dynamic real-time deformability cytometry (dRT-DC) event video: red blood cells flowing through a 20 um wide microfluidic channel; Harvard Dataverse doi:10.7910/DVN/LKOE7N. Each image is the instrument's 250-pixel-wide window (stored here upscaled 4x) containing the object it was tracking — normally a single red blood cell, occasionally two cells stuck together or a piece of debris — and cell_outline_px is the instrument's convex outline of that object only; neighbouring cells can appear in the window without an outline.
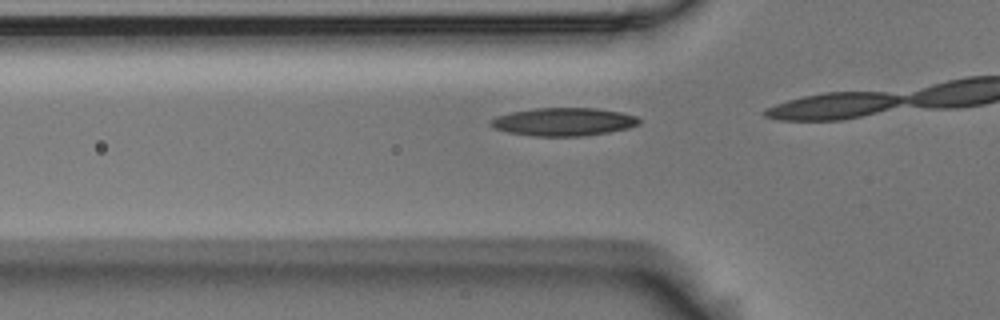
{"species": "Egyptian fruit bat (a non-hibernating species)", "species_latin": "Rousettus aegyptiacus", "temperature_condition": "room temperature", "stored_images_in_passage": 12, "camera_frame_rate_fps": 3000, "um_per_image_px": 0.085, "animal": {"sex": "male"}, "frame": {"image": 1, "passage_image": 10, "time_ms": 3.0, "image_size_px": [1000, 320], "cell_outline_px": [[640, 124], [628, 128], [608, 132], [584, 136], [532, 136], [508, 132], [496, 128], [492, 124], [492, 120], [496, 116], [512, 112], [536, 108], [596, 108], [620, 112], [636, 116], [640, 120]], "centroid_in_image_um": [47.95, 10.35], "position_along_channel_um": 77.9, "area_um2": 24.04}}